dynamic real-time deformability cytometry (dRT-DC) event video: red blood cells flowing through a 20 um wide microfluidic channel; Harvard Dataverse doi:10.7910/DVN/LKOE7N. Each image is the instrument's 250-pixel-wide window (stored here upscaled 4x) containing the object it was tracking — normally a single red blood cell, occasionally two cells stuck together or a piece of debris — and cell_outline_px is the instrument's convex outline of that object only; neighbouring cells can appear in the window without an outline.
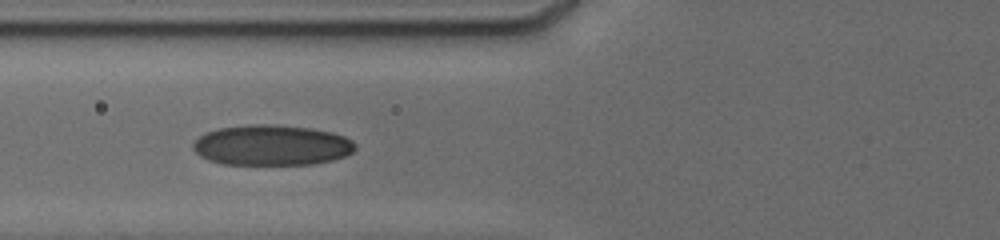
{"species": "human", "species_latin": "Homo sapiens", "temperature_condition": "cold", "stored_images_in_passage": 13, "camera_frame_rate_fps": 3000, "um_per_image_px": 0.085, "donor": {"sex": "male"}, "frame": {"image": 1, "passage_image": 5, "time_ms": 4.333, "image_size_px": [1000, 240], "cell_outline_px": [[356, 148], [352, 152], [344, 156], [332, 160], [312, 164], [224, 164], [208, 160], [200, 156], [192, 148], [192, 144], [200, 136], [208, 132], [220, 128], [248, 124], [268, 124], [308, 128], [332, 132], [344, 136], [352, 140], [356, 144]], "centroid_in_image_um": [23.1, 12.34], "position_along_channel_um": 102.7, "area_um2": 38.09}}
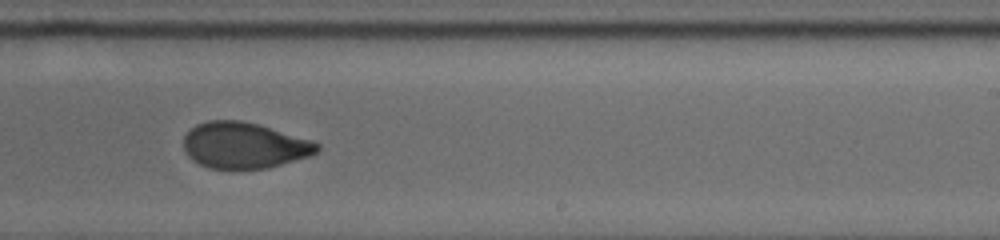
{"frame": {"image": 2, "passage_image": 9, "time_ms": 8.667, "image_size_px": [1000, 240], "cell_outline_px": [[320, 148], [316, 152], [308, 156], [268, 168], [232, 172], [208, 168], [192, 160], [184, 152], [184, 136], [196, 124], [208, 120], [240, 120], [256, 124], [312, 140], [320, 144]], "centroid_in_image_um": [20.71, 12.4], "position_along_channel_um": 268.3, "area_um2": 36.41}}
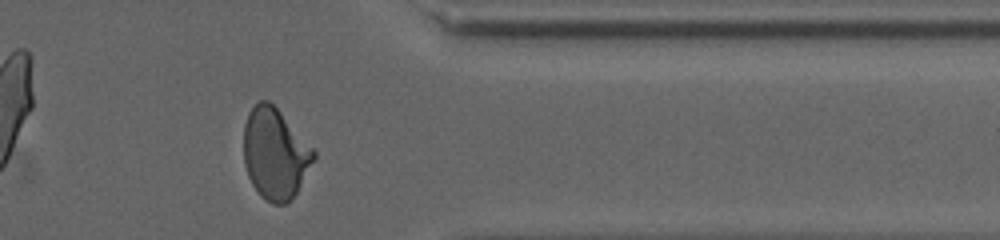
{"frame": {"image": 3, "passage_image": 12, "time_ms": 12.0, "image_size_px": [1000, 240], "cell_outline_px": [[316, 156], [296, 192], [288, 204], [272, 204], [260, 196], [252, 184], [248, 176], [244, 164], [244, 124], [248, 112], [260, 100], [268, 100], [280, 112], [316, 152]], "centroid_in_image_um": [23.35, 13.08], "position_along_channel_um": 388.0, "area_um2": 36.7}, "authors_computed_cell_mechanics": {"area_um2": 36.414, "velocity_mm_per_s": 3.8026, "shape_relaxation_time_tau1_ms": 3.9221, "shape_relaxation_time_tau2_ms": 1.2043, "deformation_change_tau1": 0.1432, "deformation_change_tau2": 0.0467}}